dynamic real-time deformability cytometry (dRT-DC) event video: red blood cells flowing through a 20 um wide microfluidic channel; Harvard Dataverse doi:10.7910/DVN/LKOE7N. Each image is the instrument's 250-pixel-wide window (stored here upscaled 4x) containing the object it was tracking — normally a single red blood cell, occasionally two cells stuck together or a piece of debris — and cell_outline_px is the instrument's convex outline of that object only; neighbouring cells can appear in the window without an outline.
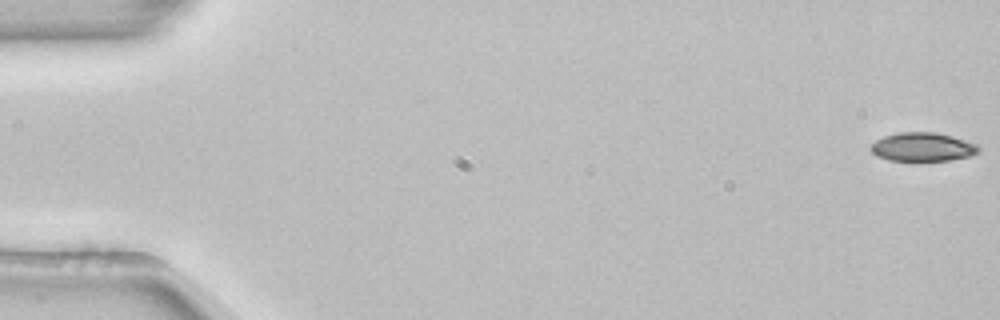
{"species": "common noctule bat (a hibernating species)", "species_latin": "Nyctalus noctula", "temperature_condition": "room temperature", "stored_images_in_passage": 54, "camera_frame_rate_fps": 3000, "um_per_image_px": 0.085, "animal": {"sex": "female", "body_mass_g": 22.7, "forearm_length_mm": 54.2}, "frame": {"image": 1, "passage_image": 1, "time_ms": 0.0, "image_size_px": [1000, 320], "cell_outline_px": [[980, 152], [968, 156], [948, 160], [888, 160], [876, 156], [868, 148], [876, 140], [884, 136], [900, 132], [936, 132], [952, 136], [976, 144], [980, 148]], "centroid_in_image_um": [78.39, 12.48], "position_along_channel_um": 6.6, "area_um2": 17.92}}
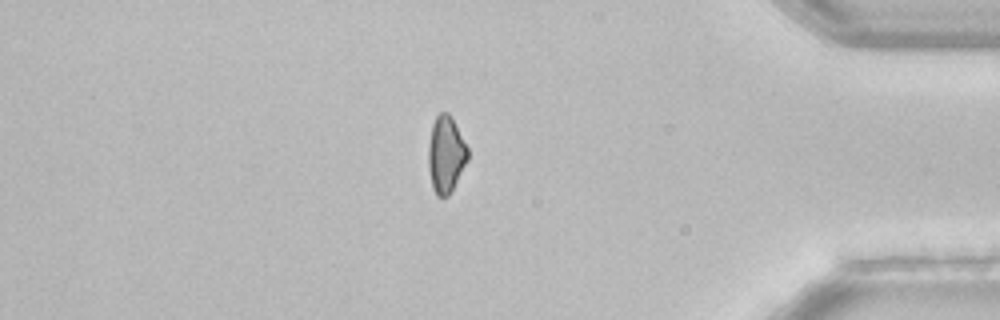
{"frame": {"image": 2, "passage_image": 46, "time_ms": 15.0, "image_size_px": [1000, 320], "cell_outline_px": [[468, 160], [448, 196], [436, 196], [432, 188], [428, 168], [428, 144], [432, 124], [436, 116], [440, 112], [448, 112], [452, 116], [468, 148]], "centroid_in_image_um": [37.89, 13.1], "position_along_channel_um": 397.3, "area_um2": 17.74}}
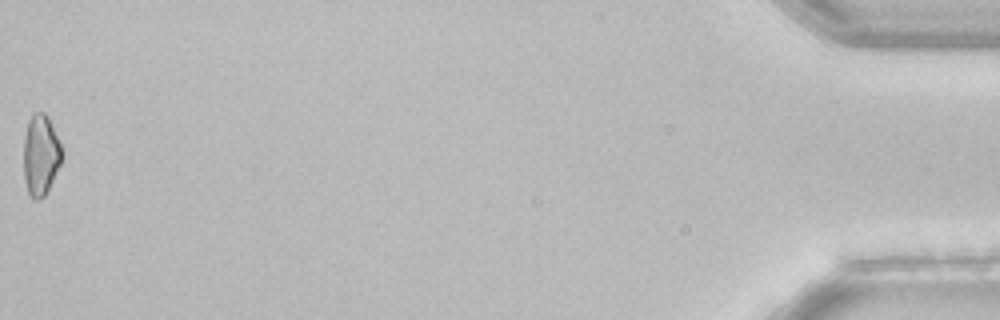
{"frame": {"image": 3, "passage_image": 54, "time_ms": 17.667, "image_size_px": [1000, 320], "cell_outline_px": [[64, 156], [44, 196], [36, 200], [28, 192], [24, 176], [24, 136], [28, 120], [32, 112], [44, 112], [48, 116], [64, 152]], "centroid_in_image_um": [3.46, 13.11], "position_along_channel_um": 431.7, "area_um2": 17.98}, "authors_computed_cell_mechanics": {"area_um2": 18.6405, "velocity_mm_per_s": 3.8889, "shape_relaxation_time_tau1_ms": 8.9461, "shape_relaxation_time_tau2_ms": null, "deformation_change_tau1": 0.1792, "deformation_change_tau2": null}}